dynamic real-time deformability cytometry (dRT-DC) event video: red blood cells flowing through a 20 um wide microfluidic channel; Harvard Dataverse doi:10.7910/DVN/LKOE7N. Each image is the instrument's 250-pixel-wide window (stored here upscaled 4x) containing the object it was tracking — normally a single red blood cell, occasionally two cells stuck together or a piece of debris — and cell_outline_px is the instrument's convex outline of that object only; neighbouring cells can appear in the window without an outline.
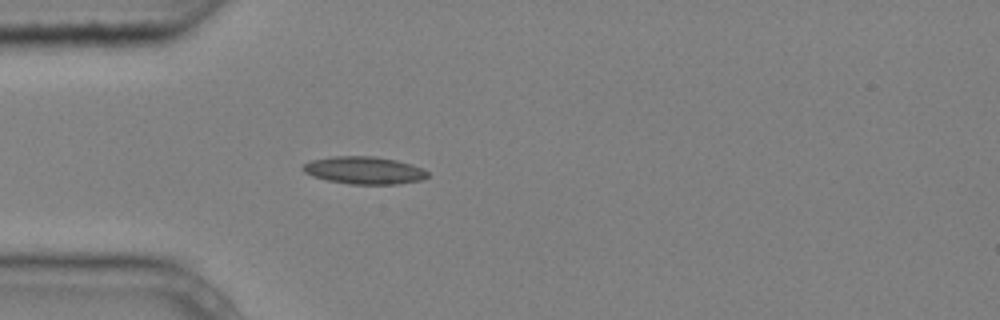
{"species": "common noctule bat (a hibernating species)", "species_latin": "Nyctalus noctula", "temperature_condition": "cold", "stored_images_in_passage": 3, "camera_frame_rate_fps": 3000, "um_per_image_px": 0.085, "animal": {"sex": "male", "body_mass_g": 20.4}, "frame": {"image": 1, "passage_image": 3, "time_ms": 0.667, "image_size_px": [1000, 320], "cell_outline_px": [[428, 176], [420, 180], [396, 184], [348, 184], [328, 180], [312, 176], [304, 172], [300, 168], [304, 164], [312, 160], [336, 156], [372, 156], [396, 160], [412, 164], [428, 172]], "centroid_in_image_um": [30.93, 14.48], "position_along_channel_um": 54.1, "area_um2": 19.83}}